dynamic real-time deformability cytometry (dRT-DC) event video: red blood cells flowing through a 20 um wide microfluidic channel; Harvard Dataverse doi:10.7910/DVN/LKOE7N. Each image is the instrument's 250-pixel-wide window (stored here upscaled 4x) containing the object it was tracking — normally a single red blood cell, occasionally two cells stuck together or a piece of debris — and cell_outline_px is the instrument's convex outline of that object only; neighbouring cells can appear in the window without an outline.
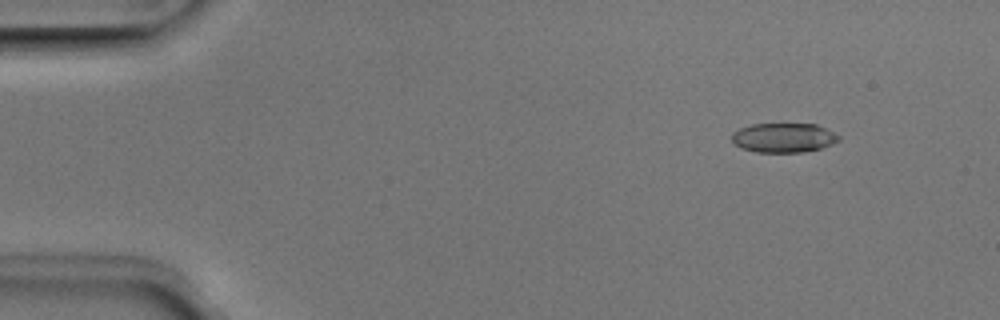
{"species": "Egyptian fruit bat (a non-hibernating species)", "species_latin": "Rousettus aegyptiacus", "temperature_condition": "room temperature", "stored_images_in_passage": 48, "camera_frame_rate_fps": 3000, "um_per_image_px": 0.085, "animal": {"sex": "male"}, "frame": {"image": 1, "passage_image": 3, "time_ms": 0.667, "image_size_px": [1000, 320], "cell_outline_px": [[840, 140], [832, 144], [820, 148], [804, 152], [756, 152], [740, 148], [732, 144], [732, 132], [740, 128], [752, 124], [816, 124], [840, 136]], "centroid_in_image_um": [66.56, 11.71], "position_along_channel_um": 18.4, "area_um2": 18.38}}
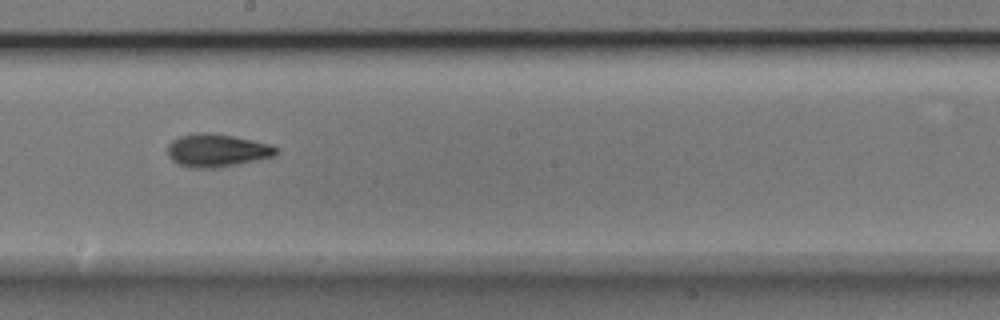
{"frame": {"image": 2, "passage_image": 26, "time_ms": 8.333, "image_size_px": [1000, 320], "cell_outline_px": [[280, 148], [276, 156], [216, 168], [192, 168], [176, 164], [168, 156], [168, 144], [172, 140], [180, 136], [196, 132], [212, 132], [272, 144]], "centroid_in_image_um": [18.44, 12.78], "position_along_channel_um": 229.8, "area_um2": 21.1}}
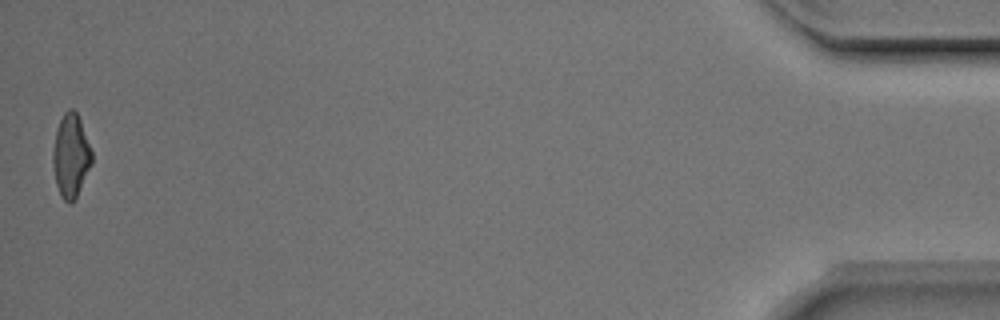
{"frame": {"image": 3, "passage_image": 48, "time_ms": 15.667, "image_size_px": [1000, 320], "cell_outline_px": [[92, 164], [72, 204], [68, 204], [60, 196], [56, 184], [52, 164], [52, 152], [56, 128], [64, 112], [68, 108], [72, 108], [76, 112], [80, 120], [92, 152]], "centroid_in_image_um": [6.0, 13.24], "position_along_channel_um": 429.2, "area_um2": 18.96}, "authors_computed_cell_mechanics": {"area_um2": 19.2474, "velocity_mm_per_s": 4.0034, "shape_relaxation_time_tau1_ms": 2.7899, "shape_relaxation_time_tau2_ms": 2.2159, "deformation_change_tau1": 0.1526, "deformation_change_tau2": 0.1013}}